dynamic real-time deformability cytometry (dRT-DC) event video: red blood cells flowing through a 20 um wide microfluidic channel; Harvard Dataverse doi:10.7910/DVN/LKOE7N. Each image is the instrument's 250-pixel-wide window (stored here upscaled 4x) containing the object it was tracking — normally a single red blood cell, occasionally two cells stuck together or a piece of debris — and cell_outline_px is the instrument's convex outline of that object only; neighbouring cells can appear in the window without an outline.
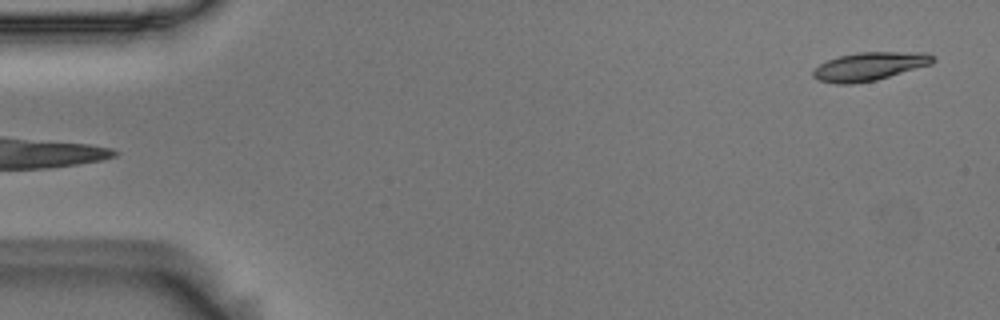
{"species": "Egyptian fruit bat (a non-hibernating species)", "species_latin": "Rousettus aegyptiacus", "temperature_condition": "room temperature", "stored_images_in_passage": 6, "segment_of_instrument_passage": [2, 2], "camera_frame_rate_fps": 3000, "um_per_image_px": 0.085, "animal": {"sex": "male"}, "frame": {"image": 1, "passage_image": 6, "time_ms": 1.667, "image_size_px": [1000, 320], "cell_outline_px": [[936, 60], [932, 64], [876, 80], [852, 84], [836, 84], [820, 80], [812, 76], [812, 72], [820, 64], [828, 60], [840, 56], [856, 52], [928, 52], [936, 56]], "centroid_in_image_um": [73.96, 5.63], "position_along_channel_um": 11.0, "area_um2": 19.88}}